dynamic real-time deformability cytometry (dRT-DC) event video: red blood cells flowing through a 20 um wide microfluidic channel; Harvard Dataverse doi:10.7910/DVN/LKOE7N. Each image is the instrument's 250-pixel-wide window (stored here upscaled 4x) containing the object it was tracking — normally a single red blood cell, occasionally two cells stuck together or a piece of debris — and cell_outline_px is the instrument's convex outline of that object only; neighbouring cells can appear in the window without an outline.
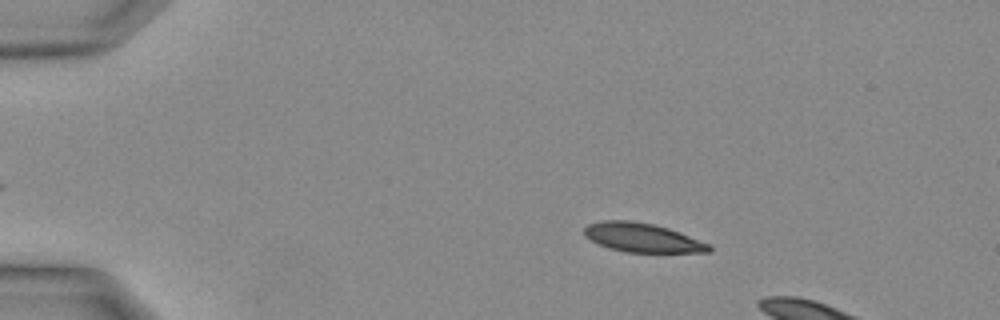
{"species": "Egyptian fruit bat (a non-hibernating species)", "species_latin": "Rousettus aegyptiacus", "temperature_condition": "warm", "stored_images_in_passage": 10, "camera_frame_rate_fps": 3000, "um_per_image_px": 0.085, "animal": {"sex": "female"}, "frame": {"image": 1, "passage_image": 7, "time_ms": 2.0, "image_size_px": [1000, 320], "cell_outline_px": [[712, 252], [624, 252], [608, 248], [584, 236], [584, 228], [588, 224], [600, 220], [632, 220], [652, 224], [668, 228], [712, 244]], "centroid_in_image_um": [54.61, 20.2], "position_along_channel_um": 30.4, "area_um2": 21.21}}